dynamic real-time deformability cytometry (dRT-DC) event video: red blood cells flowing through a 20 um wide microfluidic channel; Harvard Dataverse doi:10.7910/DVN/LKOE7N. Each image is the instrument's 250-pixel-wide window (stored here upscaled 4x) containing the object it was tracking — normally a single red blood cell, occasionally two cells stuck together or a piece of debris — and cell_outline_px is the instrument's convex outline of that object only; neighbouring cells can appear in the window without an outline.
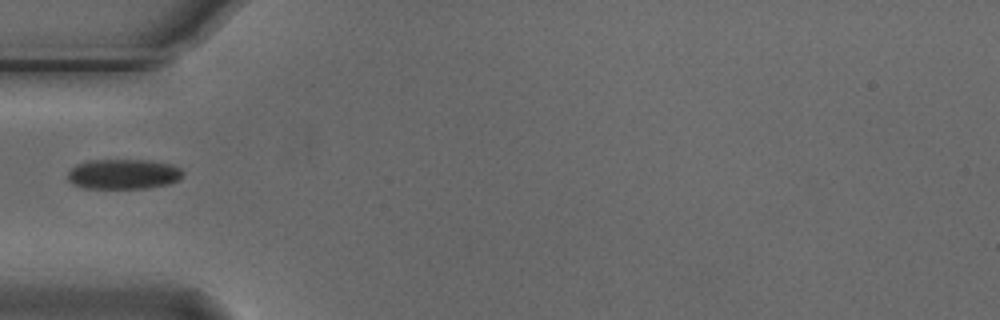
{"species": "Egyptian fruit bat (a non-hibernating species)", "species_latin": "Rousettus aegyptiacus", "temperature_condition": "cold", "stored_images_in_passage": 1, "camera_frame_rate_fps": 3000, "um_per_image_px": 0.085, "animal": {"sex": "male"}, "frame": {"image": 1, "passage_image": 1, "time_ms": 0.0, "image_size_px": [1000, 320], "cell_outline_px": [[184, 172], [180, 180], [168, 184], [148, 188], [80, 188], [72, 184], [68, 180], [68, 172], [76, 164], [88, 160], [152, 160], [172, 164], [180, 168]], "centroid_in_image_um": [10.5, 14.8], "position_along_channel_um": 74.5, "area_um2": 20.46}}